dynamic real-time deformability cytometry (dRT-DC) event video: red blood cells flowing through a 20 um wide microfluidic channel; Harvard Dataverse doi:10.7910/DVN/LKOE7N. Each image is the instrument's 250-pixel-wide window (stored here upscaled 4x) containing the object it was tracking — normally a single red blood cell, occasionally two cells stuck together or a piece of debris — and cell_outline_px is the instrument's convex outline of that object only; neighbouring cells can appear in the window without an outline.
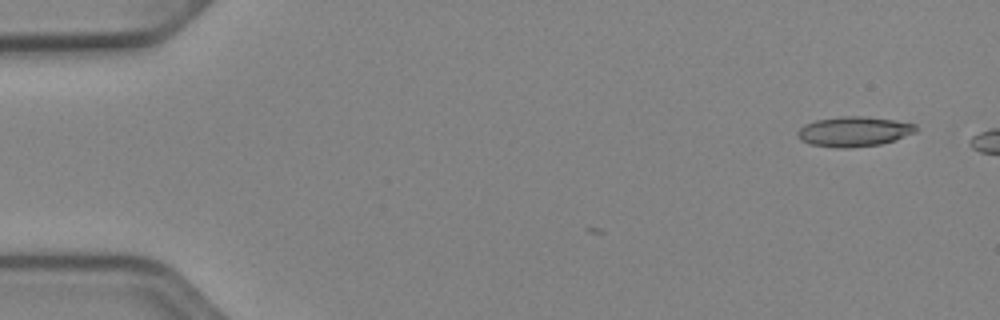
{"species": "Egyptian fruit bat (a non-hibernating species)", "species_latin": "Rousettus aegyptiacus", "temperature_condition": "cold", "stored_images_in_passage": 2, "camera_frame_rate_fps": 3000, "um_per_image_px": 0.085, "animal": {"sex": "female"}, "frame": {"image": 1, "passage_image": 2, "time_ms": 0.333, "image_size_px": [1000, 320], "cell_outline_px": [[916, 132], [896, 140], [880, 144], [844, 148], [840, 148], [812, 144], [800, 140], [796, 136], [796, 132], [804, 124], [816, 120], [840, 116], [864, 116], [892, 120], [916, 124]], "centroid_in_image_um": [72.56, 11.17], "position_along_channel_um": 12.4, "area_um2": 20.58}}